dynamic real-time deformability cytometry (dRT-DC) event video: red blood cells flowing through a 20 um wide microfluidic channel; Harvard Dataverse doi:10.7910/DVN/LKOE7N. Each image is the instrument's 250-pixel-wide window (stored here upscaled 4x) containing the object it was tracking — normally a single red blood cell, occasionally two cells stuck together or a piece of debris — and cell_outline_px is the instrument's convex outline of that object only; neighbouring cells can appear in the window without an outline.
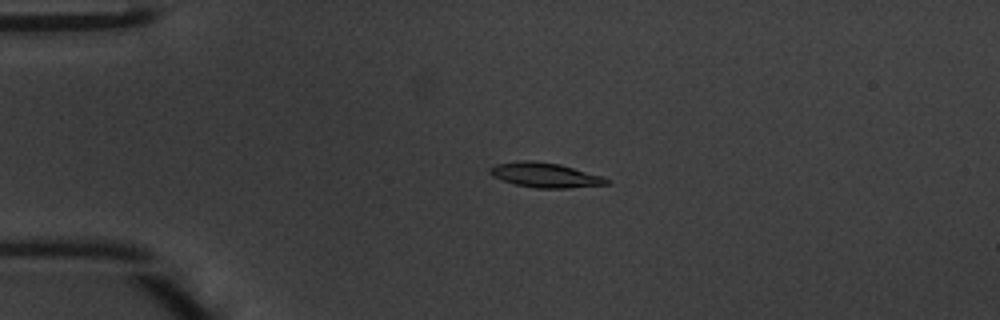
{"species": "common noctule bat (a hibernating species)", "species_latin": "Nyctalus noctula", "temperature_condition": "warm", "stored_images_in_passage": 49, "camera_frame_rate_fps": 3000, "um_per_image_px": 0.085, "animal": {"sex": "male", "body_mass_g": 20.1, "forearm_length_mm": 53.5}, "frame": {"image": 1, "passage_image": 12, "time_ms": 3.667, "image_size_px": [1000, 320], "cell_outline_px": [[612, 180], [608, 184], [568, 188], [536, 188], [516, 184], [492, 176], [488, 172], [488, 168], [496, 164], [520, 160], [528, 160], [560, 164], [600, 176]], "centroid_in_image_um": [46.31, 14.88], "position_along_channel_um": 38.7, "area_um2": 16.65}}
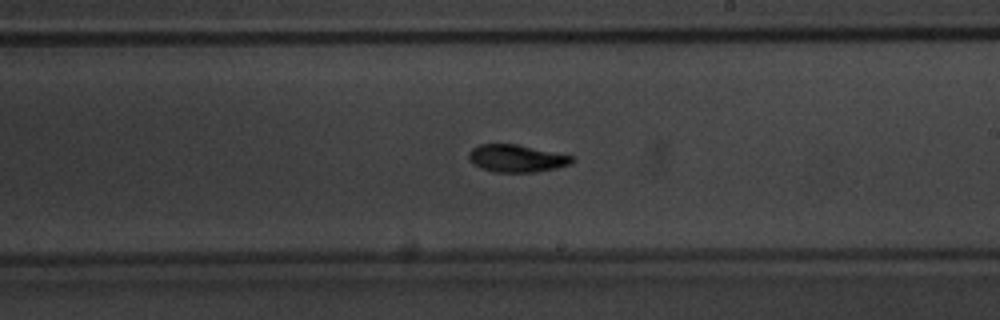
{"frame": {"image": 2, "passage_image": 29, "time_ms": 9.333, "image_size_px": [1000, 320], "cell_outline_px": [[576, 160], [572, 164], [556, 168], [536, 172], [492, 172], [480, 168], [472, 164], [468, 160], [468, 152], [472, 148], [480, 144], [516, 144], [572, 156]], "centroid_in_image_um": [43.87, 13.47], "position_along_channel_um": 245.1, "area_um2": 16.65}}
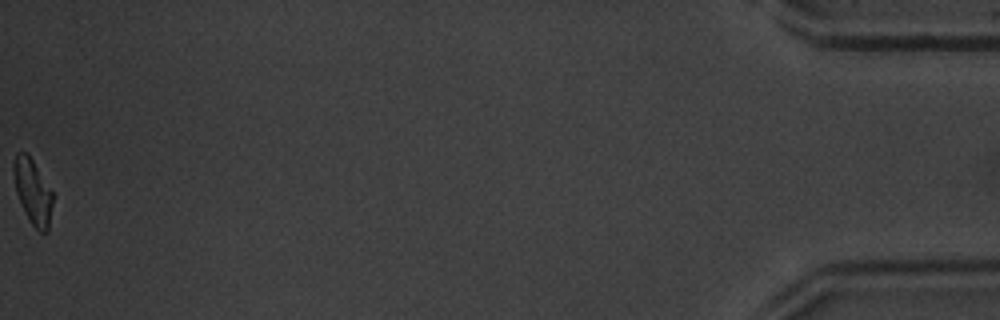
{"frame": {"image": 3, "passage_image": 49, "time_ms": 16.0, "image_size_px": [1000, 320], "cell_outline_px": [[52, 204], [48, 232], [40, 232], [28, 220], [24, 212], [16, 192], [12, 172], [12, 164], [16, 152], [24, 152], [32, 160], [52, 192]], "centroid_in_image_um": [2.75, 16.3], "position_along_channel_um": 432.5, "area_um2": 14.68}, "authors_computed_cell_mechanics": {"area_um2": 16.0684, "velocity_mm_per_s": 4.2415, "shape_relaxation_time_tau1_ms": 2.8157, "shape_relaxation_time_tau2_ms": 2.1271, "deformation_change_tau1": 0.1425, "deformation_change_tau2": 0.0824}}